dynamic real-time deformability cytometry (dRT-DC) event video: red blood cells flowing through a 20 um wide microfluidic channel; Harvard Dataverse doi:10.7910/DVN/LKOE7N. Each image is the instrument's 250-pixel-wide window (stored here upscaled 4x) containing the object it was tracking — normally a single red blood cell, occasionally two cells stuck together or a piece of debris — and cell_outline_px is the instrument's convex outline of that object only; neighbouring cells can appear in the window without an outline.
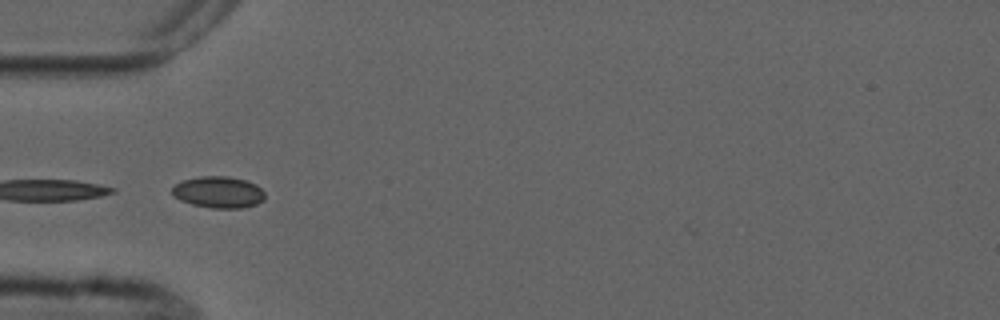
{"species": "common noctule bat (a hibernating species)", "species_latin": "Nyctalus noctula", "temperature_condition": "cold", "stored_images_in_passage": 5, "camera_frame_rate_fps": 3000, "um_per_image_px": 0.085, "animal": {"sex": "male", "forearm_length_mm": 52.5}, "frame": {"image": 1, "passage_image": 4, "time_ms": 3.667, "image_size_px": [1000, 320], "cell_outline_px": [[264, 200], [256, 204], [244, 208], [212, 208], [192, 204], [180, 200], [172, 196], [172, 188], [176, 184], [184, 180], [200, 176], [228, 176], [244, 180], [256, 184], [264, 192]], "centroid_in_image_um": [18.57, 16.34], "position_along_channel_um": 66.4, "area_um2": 17.05}}
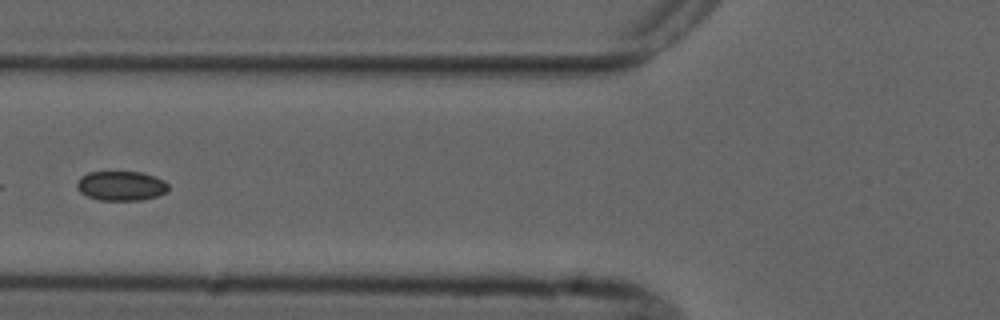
{"frame": {"image": 2, "passage_image": 5, "time_ms": 5.0, "image_size_px": [1000, 320], "cell_outline_px": [[168, 188], [164, 192], [156, 196], [140, 200], [100, 200], [88, 196], [80, 192], [76, 188], [76, 184], [88, 172], [140, 172], [164, 180], [168, 184]], "centroid_in_image_um": [10.28, 15.8], "position_along_channel_um": 115.5, "area_um2": 15.43}}